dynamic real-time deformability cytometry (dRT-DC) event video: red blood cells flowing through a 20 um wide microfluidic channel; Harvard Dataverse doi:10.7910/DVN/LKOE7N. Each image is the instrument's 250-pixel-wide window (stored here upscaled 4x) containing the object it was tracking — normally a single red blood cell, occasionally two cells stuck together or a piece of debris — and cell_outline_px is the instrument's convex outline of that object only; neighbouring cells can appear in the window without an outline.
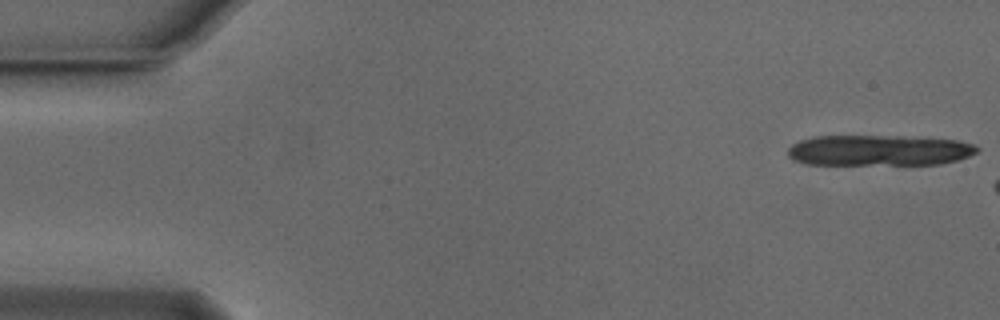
{"species": "Egyptian fruit bat (a non-hibernating species)", "species_latin": "Rousettus aegyptiacus", "temperature_condition": "cold", "stored_images_in_passage": 7, "camera_frame_rate_fps": 3000, "um_per_image_px": 0.085, "animal": {"sex": "male"}, "frame": {"image": 1, "passage_image": 1, "time_ms": 0.0, "image_size_px": [1000, 320], "cell_outline_px": [[980, 148], [976, 152], [968, 156], [956, 160], [940, 164], [804, 164], [792, 160], [788, 156], [788, 148], [792, 144], [800, 140], [816, 136], [900, 136], [956, 140], [972, 144]], "centroid_in_image_um": [74.66, 12.78], "position_along_channel_um": 10.3, "area_um2": 33.81}}